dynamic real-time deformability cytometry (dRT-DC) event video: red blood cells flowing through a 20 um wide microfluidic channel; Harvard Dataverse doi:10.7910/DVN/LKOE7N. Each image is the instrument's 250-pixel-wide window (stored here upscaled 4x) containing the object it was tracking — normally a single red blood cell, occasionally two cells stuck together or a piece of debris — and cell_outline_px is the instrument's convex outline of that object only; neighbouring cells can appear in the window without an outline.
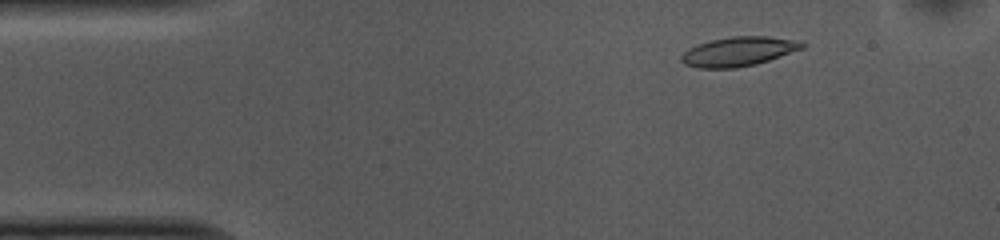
{"species": "common noctule bat (a hibernating species)", "species_latin": "Nyctalus noctula", "temperature_condition": "cold", "stored_images_in_passage": 18, "camera_frame_rate_fps": 3000, "um_per_image_px": 0.085, "animal": {"sex": "female", "body_mass_g": 10.0, "forearm_length_mm": 53.1}, "frame": {"image": 1, "passage_image": 6, "time_ms": 1.667, "image_size_px": [1000, 240], "cell_outline_px": [[808, 44], [804, 48], [756, 64], [736, 68], [700, 68], [684, 64], [680, 60], [680, 56], [688, 48], [712, 40], [732, 36], [768, 36], [800, 40]], "centroid_in_image_um": [62.81, 4.37], "position_along_channel_um": 22.2, "area_um2": 20.69}}
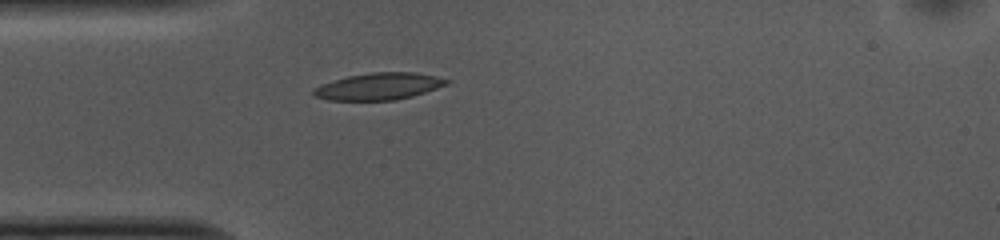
{"frame": {"image": 2, "passage_image": 13, "time_ms": 4.0, "image_size_px": [1000, 240], "cell_outline_px": [[452, 80], [448, 84], [412, 96], [396, 100], [328, 100], [312, 96], [312, 88], [320, 84], [348, 76], [368, 72], [416, 72], [436, 76]], "centroid_in_image_um": [32.17, 7.33], "position_along_channel_um": 52.8, "area_um2": 21.04}}
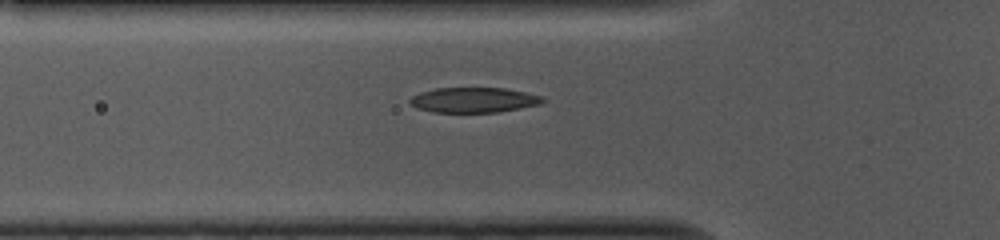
{"frame": {"image": 3, "passage_image": 16, "time_ms": 5.0, "image_size_px": [1000, 240], "cell_outline_px": [[544, 100], [540, 104], [520, 108], [496, 112], [432, 112], [416, 108], [408, 100], [412, 96], [420, 92], [436, 88], [504, 88], [544, 96]], "centroid_in_image_um": [40.25, 8.5], "position_along_channel_um": 85.6, "area_um2": 19.36}}